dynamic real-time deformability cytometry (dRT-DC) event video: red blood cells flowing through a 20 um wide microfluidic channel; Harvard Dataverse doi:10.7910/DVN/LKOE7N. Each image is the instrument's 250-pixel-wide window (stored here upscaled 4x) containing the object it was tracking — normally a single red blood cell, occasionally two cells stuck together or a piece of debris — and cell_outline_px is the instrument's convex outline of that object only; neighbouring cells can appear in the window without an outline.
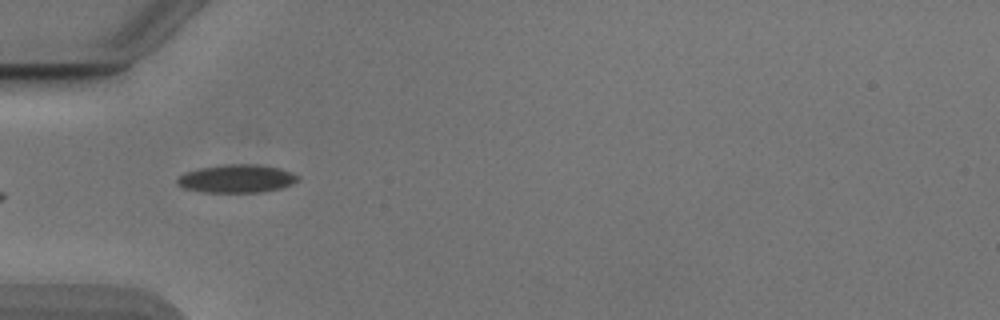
{"species": "Egyptian fruit bat (a non-hibernating species)", "species_latin": "Rousettus aegyptiacus", "temperature_condition": "cold", "stored_images_in_passage": 36, "camera_frame_rate_fps": 3000, "um_per_image_px": 0.085, "animal": {"sex": "male"}, "frame": {"image": 1, "passage_image": 5, "time_ms": 1.333, "image_size_px": [1000, 320], "cell_outline_px": [[300, 180], [292, 184], [280, 188], [256, 192], [204, 192], [184, 188], [176, 184], [176, 180], [184, 172], [200, 168], [224, 164], [256, 164], [280, 168], [292, 172], [300, 176]], "centroid_in_image_um": [20.13, 15.17], "position_along_channel_um": 64.9, "area_um2": 19.83}}
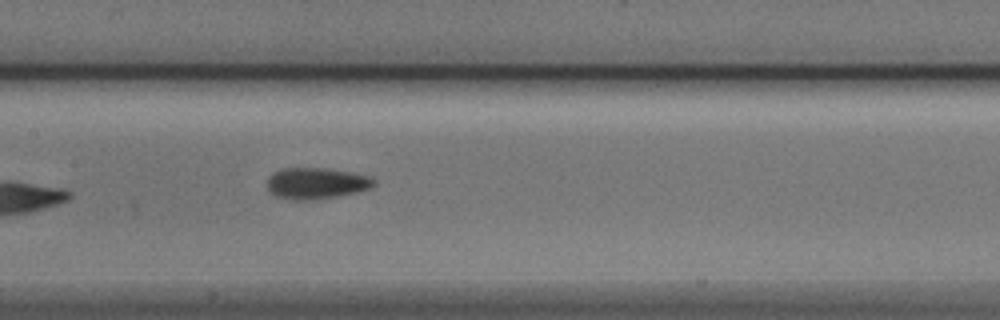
{"frame": {"image": 2, "passage_image": 14, "time_ms": 4.333, "image_size_px": [1000, 320], "cell_outline_px": [[376, 184], [368, 188], [336, 196], [308, 200], [292, 200], [276, 196], [268, 188], [268, 176], [272, 172], [280, 168], [320, 168], [348, 172], [368, 176], [376, 180]], "centroid_in_image_um": [26.82, 15.57], "position_along_channel_um": 180.6, "area_um2": 19.07}}
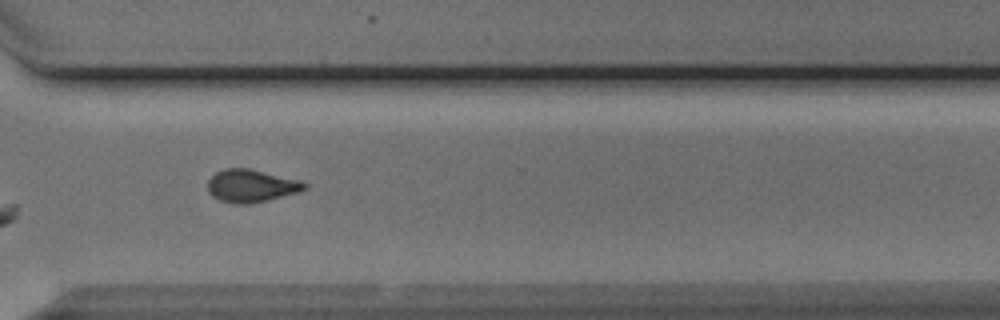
{"frame": {"image": 3, "passage_image": 27, "time_ms": 8.667, "image_size_px": [1000, 320], "cell_outline_px": [[308, 188], [296, 192], [268, 200], [248, 204], [236, 204], [220, 200], [212, 196], [208, 192], [208, 180], [216, 172], [224, 168], [248, 168], [300, 180], [308, 184]], "centroid_in_image_um": [21.34, 15.79], "position_along_channel_um": 349.3, "area_um2": 18.38}, "authors_computed_cell_mechanics": {"area_um2": 18.9873, "velocity_mm_per_s": 3.9115, "shape_relaxation_time_tau1_ms": 2.8727, "shape_relaxation_time_tau2_ms": 1.9741, "deformation_change_tau1": 0.1254, "deformation_change_tau2": 0.094}}